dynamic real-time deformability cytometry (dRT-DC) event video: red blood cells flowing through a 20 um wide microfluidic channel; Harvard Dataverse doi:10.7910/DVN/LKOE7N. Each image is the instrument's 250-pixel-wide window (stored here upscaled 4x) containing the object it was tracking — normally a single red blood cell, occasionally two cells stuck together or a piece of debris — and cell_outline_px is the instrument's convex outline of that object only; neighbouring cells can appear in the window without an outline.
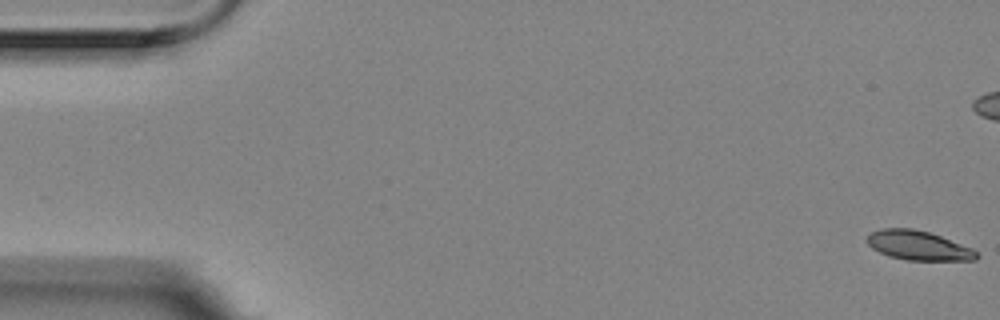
{"species": "Egyptian fruit bat (a non-hibernating species)", "species_latin": "Rousettus aegyptiacus", "temperature_condition": "room temperature", "stored_images_in_passage": 10, "camera_frame_rate_fps": 3000, "um_per_image_px": 0.085, "animal": {"sex": "female"}, "frame": {"image": 1, "passage_image": 1, "time_ms": 0.0, "image_size_px": [1000, 320], "cell_outline_px": [[980, 256], [976, 260], [908, 260], [888, 256], [872, 248], [868, 244], [868, 236], [872, 232], [880, 228], [912, 228], [928, 232], [940, 236], [972, 248]], "centroid_in_image_um": [78.06, 20.87], "position_along_channel_um": 6.9, "area_um2": 18.55}}